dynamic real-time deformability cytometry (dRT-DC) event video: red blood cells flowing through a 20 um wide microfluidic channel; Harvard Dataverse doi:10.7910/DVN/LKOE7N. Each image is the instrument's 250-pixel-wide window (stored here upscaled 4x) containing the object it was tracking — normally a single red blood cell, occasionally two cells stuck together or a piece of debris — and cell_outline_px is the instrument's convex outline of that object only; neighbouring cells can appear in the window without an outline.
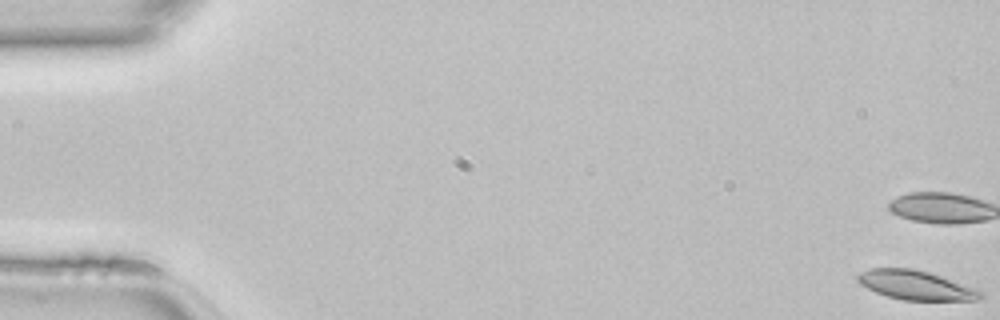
{"species": "common noctule bat (a hibernating species)", "species_latin": "Nyctalus noctula", "temperature_condition": "room temperature", "stored_images_in_passage": 48, "camera_frame_rate_fps": 3000, "um_per_image_px": 0.085, "animal": {"sex": "female", "body_mass_g": 22.7, "forearm_length_mm": 54.2}, "frame": {"image": 1, "passage_image": 1, "time_ms": 0.0, "image_size_px": [1000, 320], "cell_outline_px": [[984, 296], [976, 300], [904, 300], [888, 296], [876, 292], [860, 284], [856, 280], [856, 276], [860, 272], [872, 268], [912, 268], [928, 272], [976, 288], [984, 292]], "centroid_in_image_um": [77.84, 24.24], "position_along_channel_um": 7.2, "area_um2": 20.81}}